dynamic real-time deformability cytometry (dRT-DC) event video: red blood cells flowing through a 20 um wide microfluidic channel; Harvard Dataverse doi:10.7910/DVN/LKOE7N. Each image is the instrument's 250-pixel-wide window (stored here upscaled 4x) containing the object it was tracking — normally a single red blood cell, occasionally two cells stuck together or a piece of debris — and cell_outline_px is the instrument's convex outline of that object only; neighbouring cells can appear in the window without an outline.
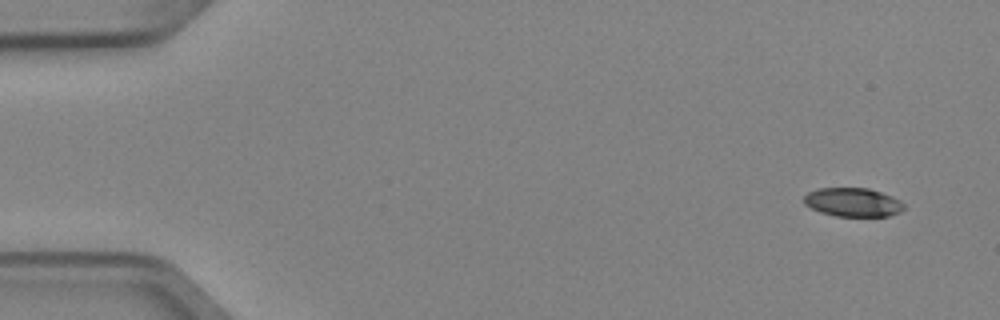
{"species": "Egyptian fruit bat (a non-hibernating species)", "species_latin": "Rousettus aegyptiacus", "temperature_condition": "cold", "stored_images_in_passage": 6, "camera_frame_rate_fps": 3000, "um_per_image_px": 0.085, "animal": {"sex": "female"}, "frame": {"image": 1, "passage_image": 1, "time_ms": 0.0, "image_size_px": [1000, 320], "cell_outline_px": [[904, 208], [900, 212], [888, 216], [836, 216], [820, 212], [804, 204], [804, 196], [808, 192], [816, 188], [868, 188], [892, 196], [900, 200], [904, 204]], "centroid_in_image_um": [72.49, 17.19], "position_along_channel_um": 12.5, "area_um2": 16.76}}
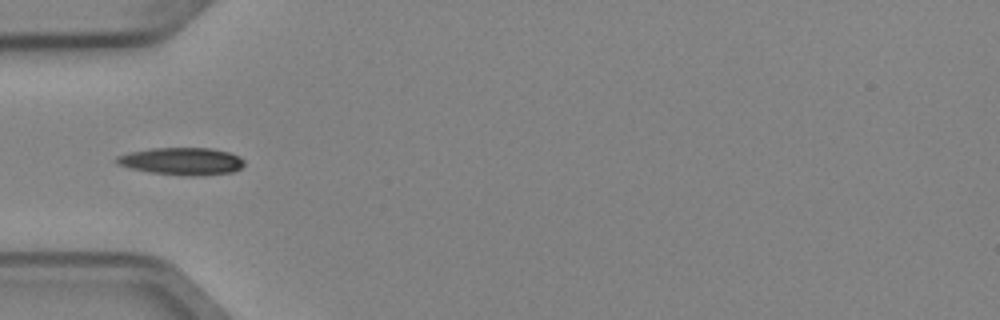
{"frame": {"image": 2, "passage_image": 5, "time_ms": 1.333, "image_size_px": [1000, 320], "cell_outline_px": [[244, 164], [240, 168], [232, 172], [196, 176], [188, 176], [148, 172], [116, 164], [116, 156], [128, 152], [152, 148], [212, 148], [228, 152], [240, 156], [244, 160]], "centroid_in_image_um": [15.45, 13.7], "position_along_channel_um": 69.6, "area_um2": 20.4}}
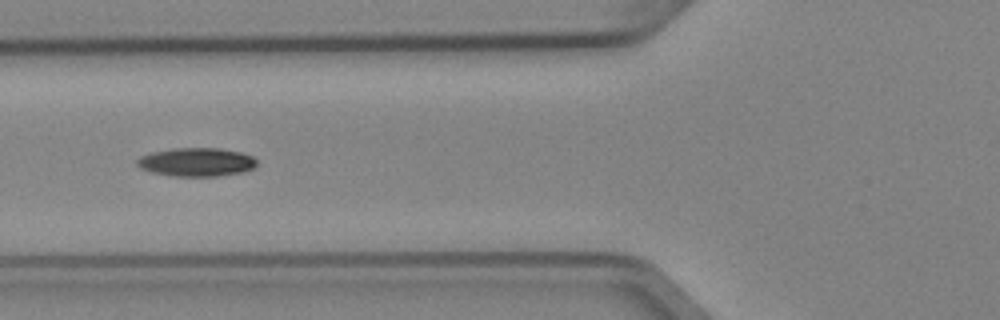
{"frame": {"image": 3, "passage_image": 6, "time_ms": 1.667, "image_size_px": [1000, 320], "cell_outline_px": [[256, 168], [244, 172], [216, 176], [176, 176], [152, 172], [140, 168], [136, 164], [136, 160], [140, 156], [152, 152], [176, 148], [220, 148], [240, 152], [252, 156], [256, 160]], "centroid_in_image_um": [16.72, 13.77], "position_along_channel_um": 109.1, "area_um2": 19.94}}